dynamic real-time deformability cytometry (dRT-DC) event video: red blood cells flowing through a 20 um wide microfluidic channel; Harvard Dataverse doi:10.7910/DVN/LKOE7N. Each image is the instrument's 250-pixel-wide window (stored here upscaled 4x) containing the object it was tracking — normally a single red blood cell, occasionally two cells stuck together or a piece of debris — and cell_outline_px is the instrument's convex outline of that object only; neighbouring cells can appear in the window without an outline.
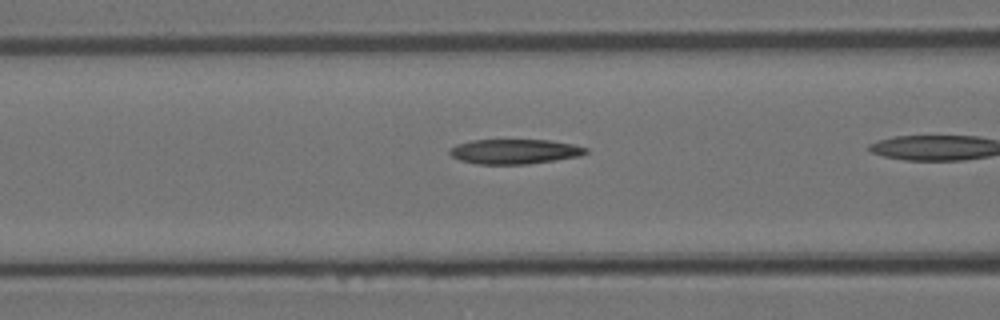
{"species": "Egyptian fruit bat (a non-hibernating species)", "species_latin": "Rousettus aegyptiacus", "temperature_condition": "room temperature", "stored_images_in_passage": 36, "camera_frame_rate_fps": 3000, "um_per_image_px": 0.085, "animal": {"sex": "female"}, "frame": {"image": 1, "passage_image": 16, "time_ms": 5.0, "image_size_px": [1000, 320], "cell_outline_px": [[588, 152], [580, 156], [556, 160], [528, 164], [476, 164], [460, 160], [452, 156], [448, 152], [448, 148], [456, 144], [472, 140], [548, 140], [572, 144], [588, 148]], "centroid_in_image_um": [43.72, 12.88], "position_along_channel_um": 122.9, "area_um2": 19.77}}